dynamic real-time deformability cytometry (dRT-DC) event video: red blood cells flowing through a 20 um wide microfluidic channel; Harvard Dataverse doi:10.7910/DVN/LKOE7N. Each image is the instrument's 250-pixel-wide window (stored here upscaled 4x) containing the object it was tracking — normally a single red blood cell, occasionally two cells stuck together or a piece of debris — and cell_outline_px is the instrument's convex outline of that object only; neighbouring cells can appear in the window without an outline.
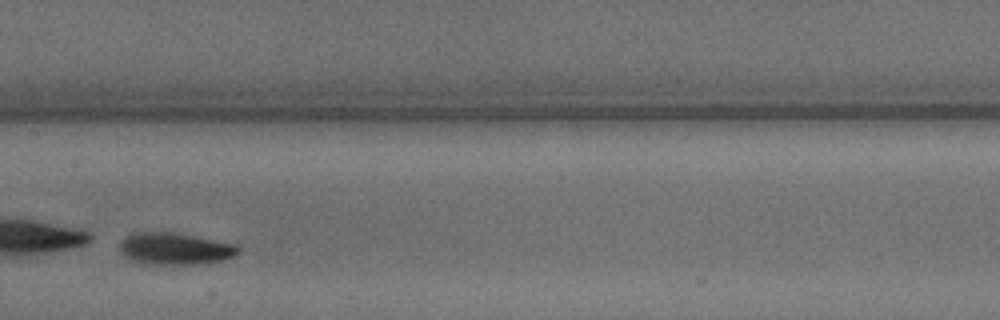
{"species": "common noctule bat (a hibernating species)", "species_latin": "Nyctalus noctula", "temperature_condition": "warm", "stored_images_in_passage": 26, "camera_frame_rate_fps": 3000, "um_per_image_px": 0.085, "animal": {"sex": "male", "body_mass_g": 15.6}, "frame": {"image": 1, "passage_image": 12, "time_ms": 3.667, "image_size_px": [1000, 320], "cell_outline_px": [[240, 252], [236, 256], [224, 260], [200, 264], [144, 264], [132, 260], [124, 256], [120, 252], [120, 244], [132, 232], [172, 232], [236, 244], [240, 248]], "centroid_in_image_um": [14.9, 21.15], "position_along_channel_um": 192.5, "area_um2": 22.08}}
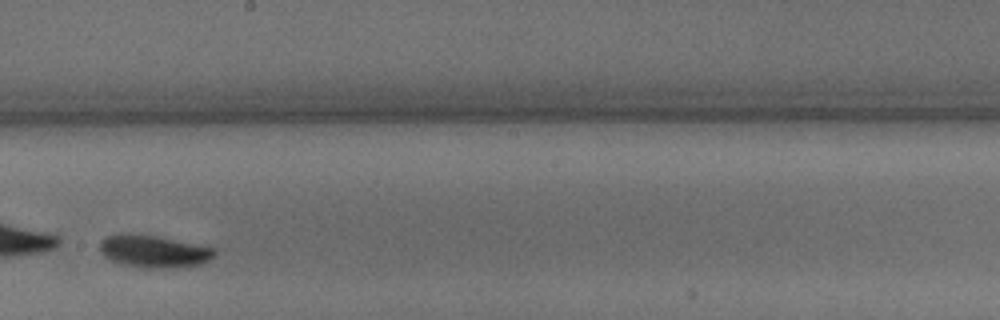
{"frame": {"image": 2, "passage_image": 15, "time_ms": 4.667, "image_size_px": [1000, 320], "cell_outline_px": [[216, 256], [200, 264], [172, 268], [144, 268], [124, 264], [112, 260], [104, 256], [100, 252], [100, 240], [104, 236], [156, 236], [216, 248]], "centroid_in_image_um": [13.13, 21.4], "position_along_channel_um": 235.1, "area_um2": 21.04}, "authors_computed_cell_mechanics": {"area_um2": 21.8484, "velocity_mm_per_s": 4.2775, "shape_relaxation_time_tau1_ms": 1.9024, "shape_relaxation_time_tau2_ms": 3.1952, "deformation_change_tau1": 0.2473, "deformation_change_tau2": 0.0659}}